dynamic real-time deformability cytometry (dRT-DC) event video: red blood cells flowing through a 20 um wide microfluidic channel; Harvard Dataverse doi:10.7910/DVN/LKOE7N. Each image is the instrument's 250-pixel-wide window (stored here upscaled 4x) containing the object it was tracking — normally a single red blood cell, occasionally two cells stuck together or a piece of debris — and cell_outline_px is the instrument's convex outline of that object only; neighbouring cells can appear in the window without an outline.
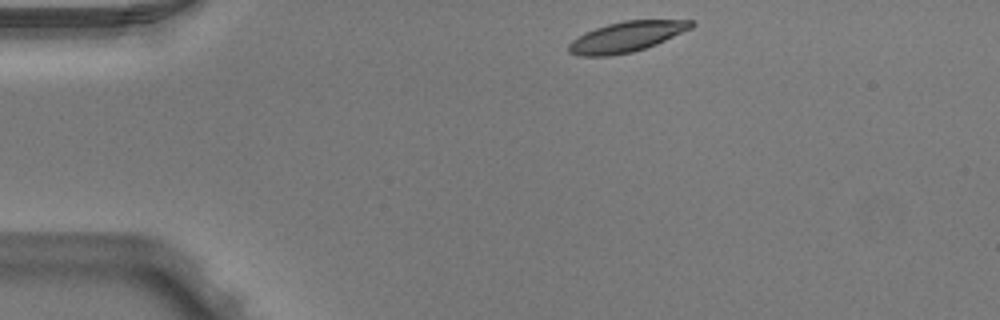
{"species": "Egyptian fruit bat (a non-hibernating species)", "species_latin": "Rousettus aegyptiacus", "temperature_condition": "warm", "stored_images_in_passage": 2, "camera_frame_rate_fps": 3000, "um_per_image_px": 0.085, "animal": {"sex": "male"}, "frame": {"image": 1, "passage_image": 1, "time_ms": 0.0, "image_size_px": [1000, 320], "cell_outline_px": [[696, 24], [692, 28], [656, 44], [632, 52], [612, 56], [580, 56], [568, 52], [568, 44], [572, 40], [584, 32], [608, 24], [624, 20], [692, 20]], "centroid_in_image_um": [53.24, 3.13], "position_along_channel_um": 31.8, "area_um2": 21.68}}